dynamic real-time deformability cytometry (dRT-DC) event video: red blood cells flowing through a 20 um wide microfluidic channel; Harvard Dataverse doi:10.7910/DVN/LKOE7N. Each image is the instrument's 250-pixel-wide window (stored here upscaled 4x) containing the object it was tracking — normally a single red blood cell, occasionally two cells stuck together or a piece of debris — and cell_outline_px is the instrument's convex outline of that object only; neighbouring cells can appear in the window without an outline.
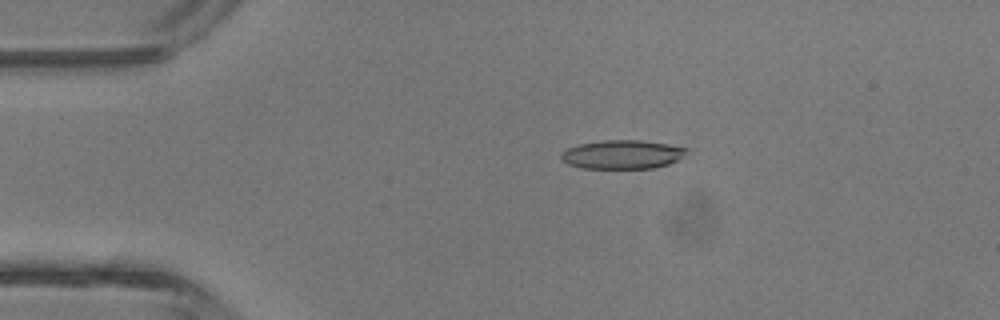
{"species": "common noctule bat (a hibernating species)", "species_latin": "Nyctalus noctula", "temperature_condition": "room temperature", "stored_images_in_passage": 4, "camera_frame_rate_fps": 3000, "um_per_image_px": 0.085, "animal": {"sex": "male", "body_mass_g": 13.3}, "frame": {"image": 1, "passage_image": 3, "time_ms": 2.333, "image_size_px": [1000, 320], "cell_outline_px": [[688, 148], [676, 160], [668, 164], [652, 168], [580, 168], [568, 164], [560, 160], [560, 152], [568, 148], [580, 144], [604, 140], [640, 140], [668, 144]], "centroid_in_image_um": [52.81, 13.13], "position_along_channel_um": 32.2, "area_um2": 20.87}}